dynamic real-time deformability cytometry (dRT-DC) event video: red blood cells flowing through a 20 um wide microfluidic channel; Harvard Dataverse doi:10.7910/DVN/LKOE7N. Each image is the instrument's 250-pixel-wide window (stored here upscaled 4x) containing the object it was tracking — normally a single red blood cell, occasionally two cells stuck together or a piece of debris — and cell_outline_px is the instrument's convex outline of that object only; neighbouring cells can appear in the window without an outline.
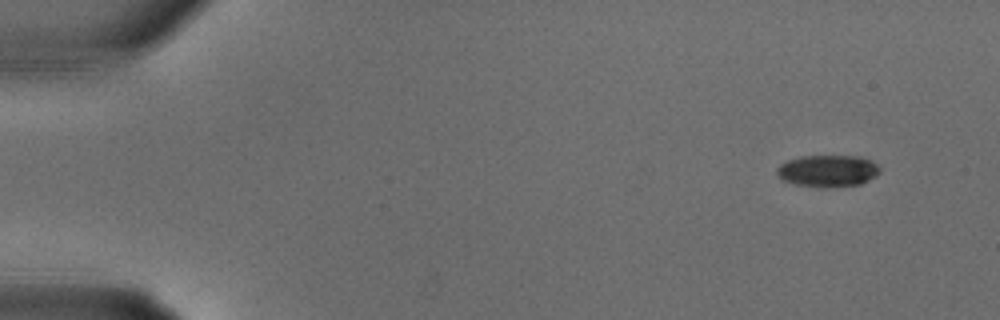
{"species": "common noctule bat (a hibernating species)", "species_latin": "Nyctalus noctula", "temperature_condition": "warm", "stored_images_in_passage": 21, "camera_frame_rate_fps": 3000, "um_per_image_px": 0.085, "animal": {"sex": "male", "body_mass_g": 18.8}, "frame": {"image": 1, "passage_image": 1, "time_ms": 0.0, "image_size_px": [1000, 320], "cell_outline_px": [[880, 172], [876, 176], [860, 184], [796, 184], [784, 180], [776, 172], [776, 168], [780, 164], [788, 160], [800, 156], [860, 156], [876, 164], [880, 168]], "centroid_in_image_um": [70.37, 14.46], "position_along_channel_um": 14.6, "area_um2": 18.09}}
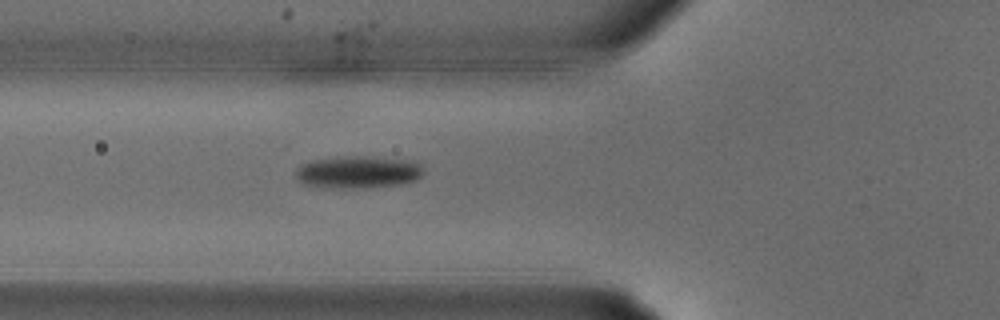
{"frame": {"image": 2, "passage_image": 10, "time_ms": 3.0, "image_size_px": [1000, 320], "cell_outline_px": [[424, 172], [416, 180], [404, 184], [364, 188], [328, 188], [304, 184], [296, 180], [296, 168], [312, 160], [340, 156], [364, 156], [412, 160], [420, 164], [424, 168]], "centroid_in_image_um": [30.45, 14.63], "position_along_channel_um": 95.3, "area_um2": 24.45}}
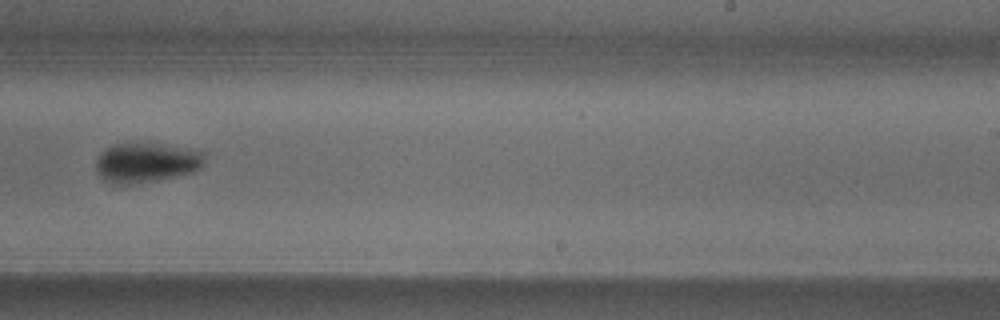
{"frame": {"image": 3, "passage_image": 18, "time_ms": 5.667, "image_size_px": [1000, 320], "cell_outline_px": [[204, 164], [200, 168], [192, 172], [176, 176], [156, 180], [128, 184], [116, 184], [104, 180], [100, 176], [96, 168], [96, 160], [100, 152], [104, 148], [112, 144], [160, 144], [200, 148], [204, 152]], "centroid_in_image_um": [12.47, 13.8], "position_along_channel_um": 276.5, "area_um2": 25.37}}